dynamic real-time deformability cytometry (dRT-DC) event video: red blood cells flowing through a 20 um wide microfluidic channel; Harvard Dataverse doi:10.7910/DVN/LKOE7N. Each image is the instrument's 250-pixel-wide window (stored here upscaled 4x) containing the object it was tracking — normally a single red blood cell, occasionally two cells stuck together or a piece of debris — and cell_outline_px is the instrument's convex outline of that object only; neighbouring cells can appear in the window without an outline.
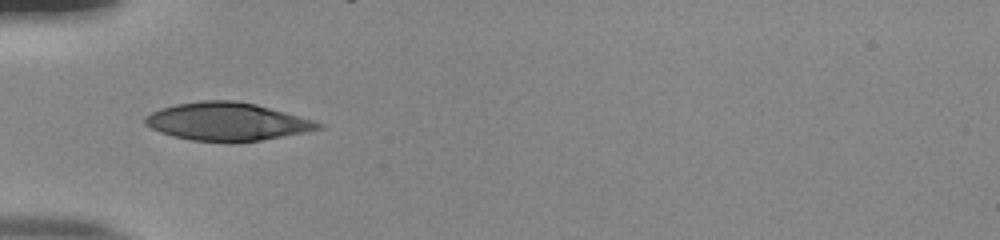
{"species": "human", "species_latin": "Homo sapiens", "temperature_condition": "room temperature", "stored_images_in_passage": 36, "camera_frame_rate_fps": 3000, "um_per_image_px": 0.085, "donor": {"sex": "male"}, "frame": {"image": 1, "passage_image": 1, "time_ms": 0.0, "image_size_px": [1000, 240], "cell_outline_px": [[324, 128], [308, 132], [236, 144], [192, 140], [172, 136], [160, 132], [144, 124], [144, 116], [160, 108], [176, 104], [204, 100], [236, 100], [256, 104], [312, 120], [324, 124]], "centroid_in_image_um": [19.3, 10.36], "position_along_channel_um": 65.7, "area_um2": 38.73}}
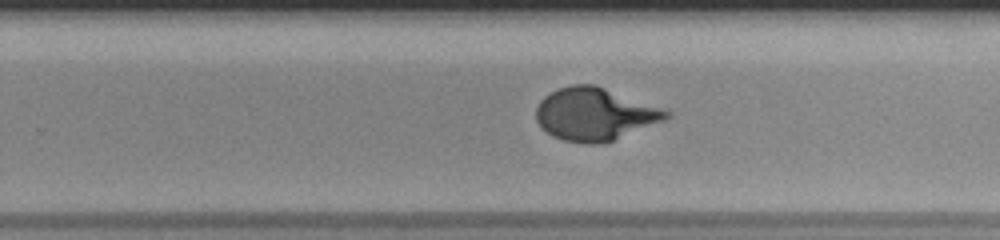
{"frame": {"image": 2, "passage_image": 18, "time_ms": 5.667, "image_size_px": [1000, 240], "cell_outline_px": [[672, 116], [664, 120], [612, 140], [596, 144], [584, 144], [564, 140], [552, 136], [540, 128], [536, 120], [536, 108], [540, 100], [544, 96], [560, 88], [572, 84], [596, 84], [672, 112]], "centroid_in_image_um": [50.52, 9.7], "position_along_channel_um": 279.3, "area_um2": 39.77}}
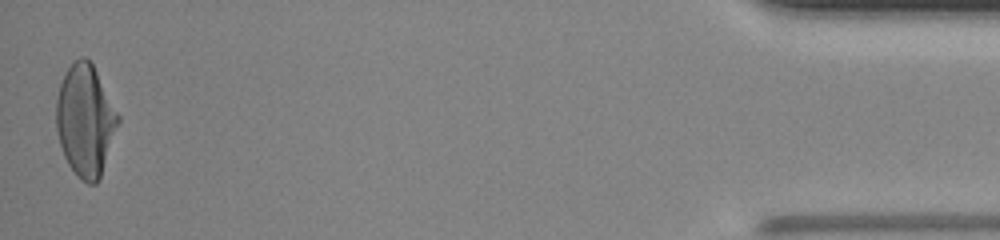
{"frame": {"image": 3, "passage_image": 36, "time_ms": 11.667, "image_size_px": [1000, 240], "cell_outline_px": [[120, 120], [100, 180], [96, 184], [88, 184], [80, 180], [76, 176], [68, 164], [64, 156], [60, 144], [56, 128], [56, 100], [60, 84], [68, 68], [80, 56], [84, 56], [92, 64], [120, 116]], "centroid_in_image_um": [7.26, 10.29], "position_along_channel_um": 427.9, "area_um2": 40.23}, "authors_computed_cell_mechanics": {"area_um2": 39.5352, "velocity_mm_per_s": 3.8177, "shape_relaxation_time_tau1_ms": 5.6326, "shape_relaxation_time_tau2_ms": null, "deformation_change_tau1": 0.2676, "deformation_change_tau2": null}}